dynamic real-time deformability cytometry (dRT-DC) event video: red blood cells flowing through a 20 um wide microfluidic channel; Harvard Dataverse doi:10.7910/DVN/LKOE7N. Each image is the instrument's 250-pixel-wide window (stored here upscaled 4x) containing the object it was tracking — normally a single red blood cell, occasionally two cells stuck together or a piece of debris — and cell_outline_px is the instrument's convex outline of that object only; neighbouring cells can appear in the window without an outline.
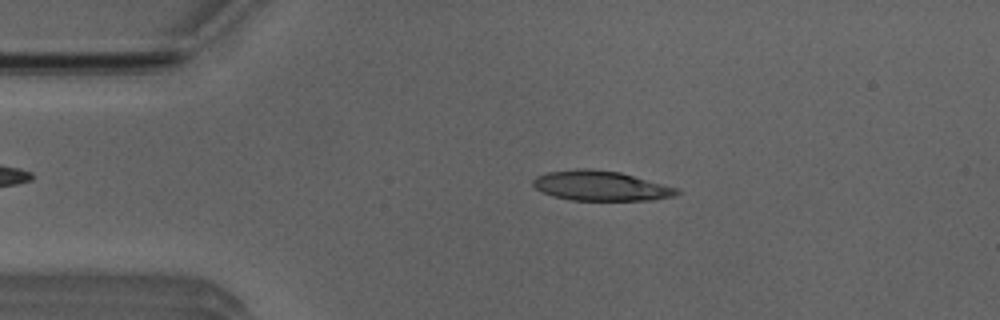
{"species": "Egyptian fruit bat (a non-hibernating species)", "species_latin": "Rousettus aegyptiacus", "temperature_condition": "room temperature", "stored_images_in_passage": 49, "camera_frame_rate_fps": 3000, "um_per_image_px": 0.085, "animal": {"sex": "male"}, "frame": {"image": 1, "passage_image": 9, "time_ms": 2.667, "image_size_px": [1000, 320], "cell_outline_px": [[680, 192], [676, 196], [652, 200], [572, 200], [552, 196], [536, 188], [532, 184], [532, 180], [536, 176], [548, 172], [580, 168], [588, 168], [620, 172], [680, 188]], "centroid_in_image_um": [51.1, 15.79], "position_along_channel_um": 33.9, "area_um2": 25.14}}
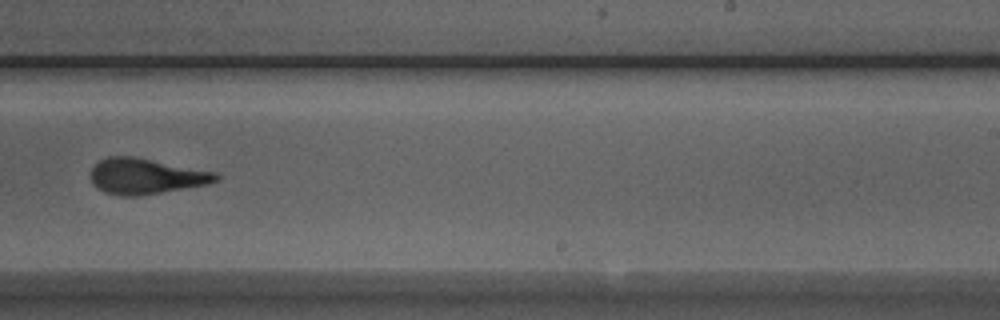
{"frame": {"image": 2, "passage_image": 30, "time_ms": 9.667, "image_size_px": [1000, 320], "cell_outline_px": [[220, 176], [216, 180], [208, 184], [136, 196], [120, 196], [104, 192], [96, 188], [92, 184], [88, 176], [92, 168], [100, 160], [108, 156], [132, 156], [216, 172]], "centroid_in_image_um": [12.33, 14.98], "position_along_channel_um": 276.7, "area_um2": 25.95}}
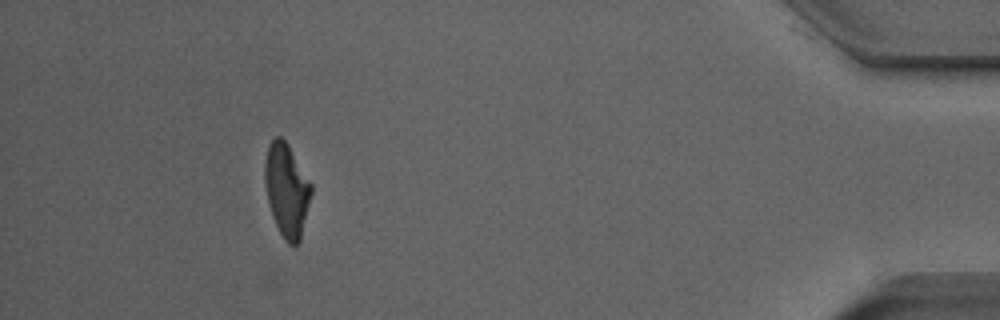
{"frame": {"image": 3, "passage_image": 45, "time_ms": 14.667, "image_size_px": [1000, 320], "cell_outline_px": [[312, 192], [300, 240], [292, 248], [284, 240], [272, 216], [264, 184], [264, 160], [268, 144], [276, 136], [280, 136], [288, 144], [312, 184]], "centroid_in_image_um": [24.36, 16.14], "position_along_channel_um": 410.8, "area_um2": 25.32}, "authors_computed_cell_mechanics": {"area_um2": 25.9522, "velocity_mm_per_s": 3.9931, "shape_relaxation_time_tau1_ms": 5.7303, "shape_relaxation_time_tau2_ms": 1.7619, "deformation_change_tau1": 0.2282, "deformation_change_tau2": 0.1129}}